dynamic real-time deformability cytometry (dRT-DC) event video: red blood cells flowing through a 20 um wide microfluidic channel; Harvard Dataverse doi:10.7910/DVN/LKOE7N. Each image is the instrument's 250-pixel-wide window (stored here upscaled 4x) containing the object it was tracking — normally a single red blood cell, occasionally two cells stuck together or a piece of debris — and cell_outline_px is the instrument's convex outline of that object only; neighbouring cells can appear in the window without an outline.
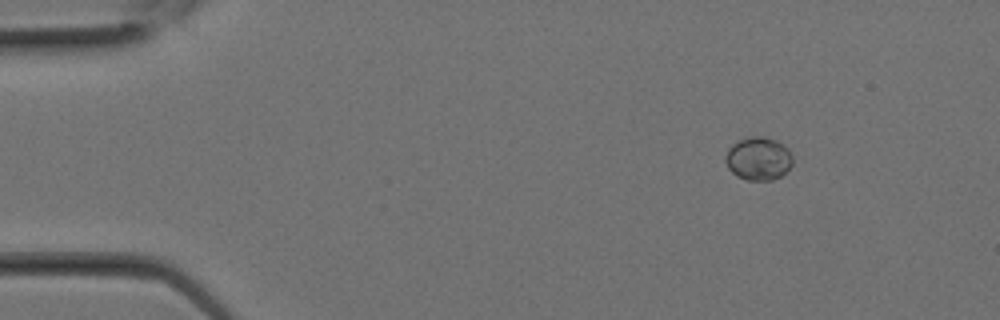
{"species": "Egyptian fruit bat (a non-hibernating species)", "species_latin": "Rousettus aegyptiacus", "temperature_condition": "room temperature", "stored_images_in_passage": 7, "camera_frame_rate_fps": 3000, "um_per_image_px": 0.085, "animal": {"sex": "female"}, "frame": {"image": 1, "passage_image": 1, "time_ms": 0.0, "image_size_px": [1000, 320], "cell_outline_px": [[792, 164], [780, 176], [772, 180], [748, 180], [736, 176], [728, 168], [724, 160], [724, 156], [728, 148], [732, 144], [748, 136], [764, 136], [776, 140], [784, 144], [788, 148], [792, 156]], "centroid_in_image_um": [64.44, 13.46], "position_along_channel_um": 20.6, "area_um2": 17.05}}
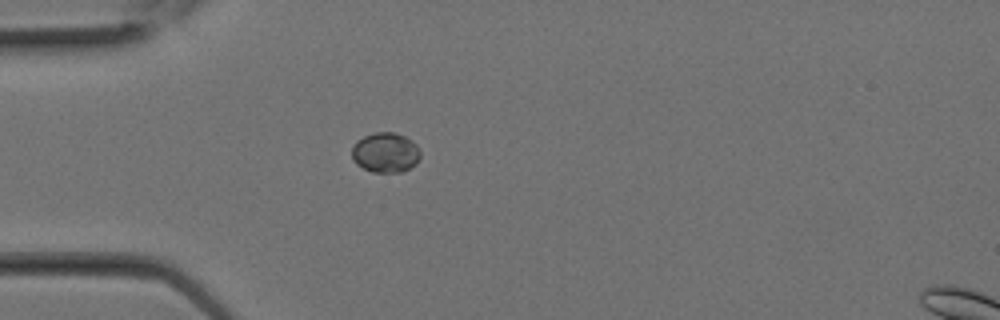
{"frame": {"image": 2, "passage_image": 5, "time_ms": 1.333, "image_size_px": [1000, 320], "cell_outline_px": [[420, 156], [416, 164], [400, 172], [372, 172], [356, 164], [352, 160], [352, 148], [356, 140], [364, 136], [376, 132], [396, 132], [412, 140], [416, 144], [420, 152]], "centroid_in_image_um": [32.75, 12.95], "position_along_channel_um": 52.2, "area_um2": 16.01}}
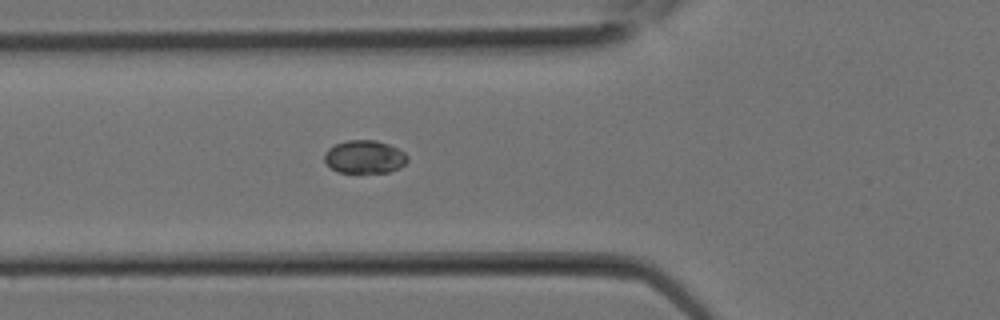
{"frame": {"image": 3, "passage_image": 7, "time_ms": 2.0, "image_size_px": [1000, 320], "cell_outline_px": [[408, 160], [400, 168], [388, 172], [336, 172], [324, 160], [324, 152], [328, 148], [336, 144], [348, 140], [376, 140], [388, 144], [404, 152], [408, 156]], "centroid_in_image_um": [30.98, 13.33], "position_along_channel_um": 94.8, "area_um2": 15.95}}